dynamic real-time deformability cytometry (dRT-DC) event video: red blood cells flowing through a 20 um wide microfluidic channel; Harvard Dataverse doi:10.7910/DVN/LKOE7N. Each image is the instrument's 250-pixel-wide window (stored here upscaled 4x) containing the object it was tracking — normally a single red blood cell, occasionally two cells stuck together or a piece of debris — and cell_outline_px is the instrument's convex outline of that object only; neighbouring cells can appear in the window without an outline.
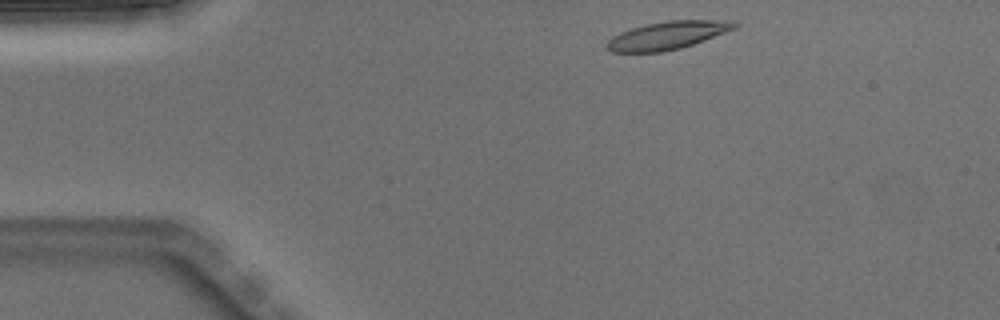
{"species": "Egyptian fruit bat (a non-hibernating species)", "species_latin": "Rousettus aegyptiacus", "temperature_condition": "warm", "stored_images_in_passage": 4, "camera_frame_rate_fps": 3000, "um_per_image_px": 0.085, "animal": {"sex": "male"}, "frame": {"image": 1, "passage_image": 1, "time_ms": 0.0, "image_size_px": [1000, 320], "cell_outline_px": [[740, 24], [736, 28], [704, 40], [680, 48], [660, 52], [612, 52], [604, 44], [612, 36], [620, 32], [644, 24], [668, 20], [736, 20]], "centroid_in_image_um": [56.75, 2.99], "position_along_channel_um": 28.3, "area_um2": 20.87}}
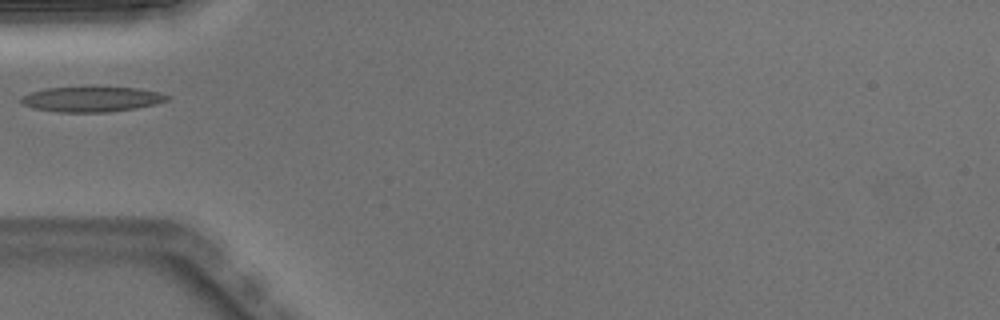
{"frame": {"image": 2, "passage_image": 3, "time_ms": 0.667, "image_size_px": [1000, 320], "cell_outline_px": [[172, 96], [168, 100], [156, 104], [136, 108], [108, 112], [56, 112], [32, 108], [24, 104], [20, 100], [20, 96], [28, 92], [44, 88], [96, 84], [136, 88], [160, 92]], "centroid_in_image_um": [7.78, 8.38], "position_along_channel_um": 77.2, "area_um2": 22.72}}